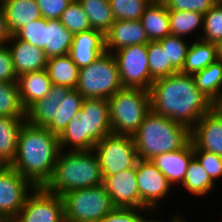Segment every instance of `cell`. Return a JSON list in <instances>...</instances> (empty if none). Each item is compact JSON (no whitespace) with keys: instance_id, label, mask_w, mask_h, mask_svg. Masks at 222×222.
Wrapping results in <instances>:
<instances>
[{"instance_id":"cell-1","label":"cell","mask_w":222,"mask_h":222,"mask_svg":"<svg viewBox=\"0 0 222 222\" xmlns=\"http://www.w3.org/2000/svg\"><path fill=\"white\" fill-rule=\"evenodd\" d=\"M149 92L153 112L190 130L213 109V101L197 88L194 76L180 71L153 81Z\"/></svg>"},{"instance_id":"cell-2","label":"cell","mask_w":222,"mask_h":222,"mask_svg":"<svg viewBox=\"0 0 222 222\" xmlns=\"http://www.w3.org/2000/svg\"><path fill=\"white\" fill-rule=\"evenodd\" d=\"M60 151L58 136L46 127L25 121L19 133L16 157L10 166L35 188L44 187L53 174Z\"/></svg>"},{"instance_id":"cell-3","label":"cell","mask_w":222,"mask_h":222,"mask_svg":"<svg viewBox=\"0 0 222 222\" xmlns=\"http://www.w3.org/2000/svg\"><path fill=\"white\" fill-rule=\"evenodd\" d=\"M112 133L108 99L84 98L81 110L58 136L61 150L91 151Z\"/></svg>"},{"instance_id":"cell-4","label":"cell","mask_w":222,"mask_h":222,"mask_svg":"<svg viewBox=\"0 0 222 222\" xmlns=\"http://www.w3.org/2000/svg\"><path fill=\"white\" fill-rule=\"evenodd\" d=\"M103 184L98 157L91 151L61 150L50 180L43 187L47 192L63 194Z\"/></svg>"},{"instance_id":"cell-5","label":"cell","mask_w":222,"mask_h":222,"mask_svg":"<svg viewBox=\"0 0 222 222\" xmlns=\"http://www.w3.org/2000/svg\"><path fill=\"white\" fill-rule=\"evenodd\" d=\"M133 139L138 158L151 160L157 155L185 147L191 141V130L150 110Z\"/></svg>"},{"instance_id":"cell-6","label":"cell","mask_w":222,"mask_h":222,"mask_svg":"<svg viewBox=\"0 0 222 222\" xmlns=\"http://www.w3.org/2000/svg\"><path fill=\"white\" fill-rule=\"evenodd\" d=\"M113 134L133 136L151 110L150 92L123 87L108 99Z\"/></svg>"},{"instance_id":"cell-7","label":"cell","mask_w":222,"mask_h":222,"mask_svg":"<svg viewBox=\"0 0 222 222\" xmlns=\"http://www.w3.org/2000/svg\"><path fill=\"white\" fill-rule=\"evenodd\" d=\"M122 88L115 57L105 51L89 66L80 68L75 89L84 98L109 99Z\"/></svg>"},{"instance_id":"cell-8","label":"cell","mask_w":222,"mask_h":222,"mask_svg":"<svg viewBox=\"0 0 222 222\" xmlns=\"http://www.w3.org/2000/svg\"><path fill=\"white\" fill-rule=\"evenodd\" d=\"M62 199L65 222H98L114 209L103 184L69 191Z\"/></svg>"},{"instance_id":"cell-9","label":"cell","mask_w":222,"mask_h":222,"mask_svg":"<svg viewBox=\"0 0 222 222\" xmlns=\"http://www.w3.org/2000/svg\"><path fill=\"white\" fill-rule=\"evenodd\" d=\"M93 151L103 178L135 167L139 159L133 136L111 133L96 143Z\"/></svg>"},{"instance_id":"cell-10","label":"cell","mask_w":222,"mask_h":222,"mask_svg":"<svg viewBox=\"0 0 222 222\" xmlns=\"http://www.w3.org/2000/svg\"><path fill=\"white\" fill-rule=\"evenodd\" d=\"M112 54L123 87L150 90L153 80L149 71L147 44L127 46Z\"/></svg>"},{"instance_id":"cell-11","label":"cell","mask_w":222,"mask_h":222,"mask_svg":"<svg viewBox=\"0 0 222 222\" xmlns=\"http://www.w3.org/2000/svg\"><path fill=\"white\" fill-rule=\"evenodd\" d=\"M136 181L140 196V209L157 211L161 201L170 195L173 186L151 160L138 159ZM162 199V200H161ZM160 203V204H159Z\"/></svg>"},{"instance_id":"cell-12","label":"cell","mask_w":222,"mask_h":222,"mask_svg":"<svg viewBox=\"0 0 222 222\" xmlns=\"http://www.w3.org/2000/svg\"><path fill=\"white\" fill-rule=\"evenodd\" d=\"M15 222H65L62 196L35 188L25 199Z\"/></svg>"},{"instance_id":"cell-13","label":"cell","mask_w":222,"mask_h":222,"mask_svg":"<svg viewBox=\"0 0 222 222\" xmlns=\"http://www.w3.org/2000/svg\"><path fill=\"white\" fill-rule=\"evenodd\" d=\"M35 187L9 166L0 174V215L14 220Z\"/></svg>"},{"instance_id":"cell-14","label":"cell","mask_w":222,"mask_h":222,"mask_svg":"<svg viewBox=\"0 0 222 222\" xmlns=\"http://www.w3.org/2000/svg\"><path fill=\"white\" fill-rule=\"evenodd\" d=\"M114 208H139L140 196L136 181V166L103 178Z\"/></svg>"},{"instance_id":"cell-15","label":"cell","mask_w":222,"mask_h":222,"mask_svg":"<svg viewBox=\"0 0 222 222\" xmlns=\"http://www.w3.org/2000/svg\"><path fill=\"white\" fill-rule=\"evenodd\" d=\"M193 150H203L222 156V115L214 108L204 114L191 129Z\"/></svg>"},{"instance_id":"cell-16","label":"cell","mask_w":222,"mask_h":222,"mask_svg":"<svg viewBox=\"0 0 222 222\" xmlns=\"http://www.w3.org/2000/svg\"><path fill=\"white\" fill-rule=\"evenodd\" d=\"M104 37L105 51L108 53L127 46L150 42L140 20H115Z\"/></svg>"},{"instance_id":"cell-17","label":"cell","mask_w":222,"mask_h":222,"mask_svg":"<svg viewBox=\"0 0 222 222\" xmlns=\"http://www.w3.org/2000/svg\"><path fill=\"white\" fill-rule=\"evenodd\" d=\"M104 52V34L101 31L91 29L74 34L69 55L79 68H83L93 63Z\"/></svg>"},{"instance_id":"cell-18","label":"cell","mask_w":222,"mask_h":222,"mask_svg":"<svg viewBox=\"0 0 222 222\" xmlns=\"http://www.w3.org/2000/svg\"><path fill=\"white\" fill-rule=\"evenodd\" d=\"M7 46L12 55L17 77L23 73L45 70L48 58L43 49L16 39L13 35L8 40Z\"/></svg>"},{"instance_id":"cell-19","label":"cell","mask_w":222,"mask_h":222,"mask_svg":"<svg viewBox=\"0 0 222 222\" xmlns=\"http://www.w3.org/2000/svg\"><path fill=\"white\" fill-rule=\"evenodd\" d=\"M193 157V143L190 141L181 149L157 155L151 159V162L161 171L172 186H177L178 184L180 187L188 164Z\"/></svg>"},{"instance_id":"cell-20","label":"cell","mask_w":222,"mask_h":222,"mask_svg":"<svg viewBox=\"0 0 222 222\" xmlns=\"http://www.w3.org/2000/svg\"><path fill=\"white\" fill-rule=\"evenodd\" d=\"M70 90L66 86L53 84L44 98L35 102L26 111V121L37 127H46L53 118H56V111Z\"/></svg>"},{"instance_id":"cell-21","label":"cell","mask_w":222,"mask_h":222,"mask_svg":"<svg viewBox=\"0 0 222 222\" xmlns=\"http://www.w3.org/2000/svg\"><path fill=\"white\" fill-rule=\"evenodd\" d=\"M21 103L27 111L35 102L50 91L52 82L46 70L27 72L17 77Z\"/></svg>"},{"instance_id":"cell-22","label":"cell","mask_w":222,"mask_h":222,"mask_svg":"<svg viewBox=\"0 0 222 222\" xmlns=\"http://www.w3.org/2000/svg\"><path fill=\"white\" fill-rule=\"evenodd\" d=\"M0 4L12 35L22 26L42 17L36 0H0Z\"/></svg>"},{"instance_id":"cell-23","label":"cell","mask_w":222,"mask_h":222,"mask_svg":"<svg viewBox=\"0 0 222 222\" xmlns=\"http://www.w3.org/2000/svg\"><path fill=\"white\" fill-rule=\"evenodd\" d=\"M150 41H159L170 35L168 9L163 1H153L140 18Z\"/></svg>"},{"instance_id":"cell-24","label":"cell","mask_w":222,"mask_h":222,"mask_svg":"<svg viewBox=\"0 0 222 222\" xmlns=\"http://www.w3.org/2000/svg\"><path fill=\"white\" fill-rule=\"evenodd\" d=\"M26 117L0 116V158L9 166L13 163L18 137Z\"/></svg>"},{"instance_id":"cell-25","label":"cell","mask_w":222,"mask_h":222,"mask_svg":"<svg viewBox=\"0 0 222 222\" xmlns=\"http://www.w3.org/2000/svg\"><path fill=\"white\" fill-rule=\"evenodd\" d=\"M45 70L52 84L76 88L80 68L69 54L48 58Z\"/></svg>"},{"instance_id":"cell-26","label":"cell","mask_w":222,"mask_h":222,"mask_svg":"<svg viewBox=\"0 0 222 222\" xmlns=\"http://www.w3.org/2000/svg\"><path fill=\"white\" fill-rule=\"evenodd\" d=\"M217 60L216 44L193 40L187 52L185 64L180 71L184 74L194 75Z\"/></svg>"},{"instance_id":"cell-27","label":"cell","mask_w":222,"mask_h":222,"mask_svg":"<svg viewBox=\"0 0 222 222\" xmlns=\"http://www.w3.org/2000/svg\"><path fill=\"white\" fill-rule=\"evenodd\" d=\"M73 36L59 19L47 20L46 46L43 49L47 58L69 54Z\"/></svg>"},{"instance_id":"cell-28","label":"cell","mask_w":222,"mask_h":222,"mask_svg":"<svg viewBox=\"0 0 222 222\" xmlns=\"http://www.w3.org/2000/svg\"><path fill=\"white\" fill-rule=\"evenodd\" d=\"M181 187L194 196H207L213 189H217L216 184L195 157L188 164Z\"/></svg>"},{"instance_id":"cell-29","label":"cell","mask_w":222,"mask_h":222,"mask_svg":"<svg viewBox=\"0 0 222 222\" xmlns=\"http://www.w3.org/2000/svg\"><path fill=\"white\" fill-rule=\"evenodd\" d=\"M83 99L84 97L76 89H71L57 109L56 118H53L46 128L52 134L59 136L68 122L80 112Z\"/></svg>"},{"instance_id":"cell-30","label":"cell","mask_w":222,"mask_h":222,"mask_svg":"<svg viewBox=\"0 0 222 222\" xmlns=\"http://www.w3.org/2000/svg\"><path fill=\"white\" fill-rule=\"evenodd\" d=\"M78 2L87 14L92 29L101 31L105 35L115 21L109 0H78Z\"/></svg>"},{"instance_id":"cell-31","label":"cell","mask_w":222,"mask_h":222,"mask_svg":"<svg viewBox=\"0 0 222 222\" xmlns=\"http://www.w3.org/2000/svg\"><path fill=\"white\" fill-rule=\"evenodd\" d=\"M193 76L197 88L213 102L222 93V62L216 60Z\"/></svg>"},{"instance_id":"cell-32","label":"cell","mask_w":222,"mask_h":222,"mask_svg":"<svg viewBox=\"0 0 222 222\" xmlns=\"http://www.w3.org/2000/svg\"><path fill=\"white\" fill-rule=\"evenodd\" d=\"M170 35L185 37L203 29L204 14L194 11H168ZM199 27V28H198Z\"/></svg>"},{"instance_id":"cell-33","label":"cell","mask_w":222,"mask_h":222,"mask_svg":"<svg viewBox=\"0 0 222 222\" xmlns=\"http://www.w3.org/2000/svg\"><path fill=\"white\" fill-rule=\"evenodd\" d=\"M147 53L150 76L153 81L179 72L167 60L166 51L162 49L158 41H150L147 44Z\"/></svg>"},{"instance_id":"cell-34","label":"cell","mask_w":222,"mask_h":222,"mask_svg":"<svg viewBox=\"0 0 222 222\" xmlns=\"http://www.w3.org/2000/svg\"><path fill=\"white\" fill-rule=\"evenodd\" d=\"M0 116L26 117L17 82L0 81Z\"/></svg>"},{"instance_id":"cell-35","label":"cell","mask_w":222,"mask_h":222,"mask_svg":"<svg viewBox=\"0 0 222 222\" xmlns=\"http://www.w3.org/2000/svg\"><path fill=\"white\" fill-rule=\"evenodd\" d=\"M217 44L222 40V3H216L205 14L202 34L195 40Z\"/></svg>"},{"instance_id":"cell-36","label":"cell","mask_w":222,"mask_h":222,"mask_svg":"<svg viewBox=\"0 0 222 222\" xmlns=\"http://www.w3.org/2000/svg\"><path fill=\"white\" fill-rule=\"evenodd\" d=\"M154 0H109L115 20H140Z\"/></svg>"},{"instance_id":"cell-37","label":"cell","mask_w":222,"mask_h":222,"mask_svg":"<svg viewBox=\"0 0 222 222\" xmlns=\"http://www.w3.org/2000/svg\"><path fill=\"white\" fill-rule=\"evenodd\" d=\"M187 38L175 35H168L159 40L161 47L166 51L167 60L178 70L181 71L186 60L187 52L190 47V41Z\"/></svg>"},{"instance_id":"cell-38","label":"cell","mask_w":222,"mask_h":222,"mask_svg":"<svg viewBox=\"0 0 222 222\" xmlns=\"http://www.w3.org/2000/svg\"><path fill=\"white\" fill-rule=\"evenodd\" d=\"M59 21L73 34L92 29L89 18L78 0H73L61 14Z\"/></svg>"},{"instance_id":"cell-39","label":"cell","mask_w":222,"mask_h":222,"mask_svg":"<svg viewBox=\"0 0 222 222\" xmlns=\"http://www.w3.org/2000/svg\"><path fill=\"white\" fill-rule=\"evenodd\" d=\"M46 28L47 19L40 17L39 19L22 26L13 34V36L16 39L26 41L35 47L44 49L46 46Z\"/></svg>"},{"instance_id":"cell-40","label":"cell","mask_w":222,"mask_h":222,"mask_svg":"<svg viewBox=\"0 0 222 222\" xmlns=\"http://www.w3.org/2000/svg\"><path fill=\"white\" fill-rule=\"evenodd\" d=\"M144 212L152 213L149 209L114 208L98 222H147L149 216L146 217Z\"/></svg>"},{"instance_id":"cell-41","label":"cell","mask_w":222,"mask_h":222,"mask_svg":"<svg viewBox=\"0 0 222 222\" xmlns=\"http://www.w3.org/2000/svg\"><path fill=\"white\" fill-rule=\"evenodd\" d=\"M193 154L211 180L214 183L219 181L218 179L222 177V156L203 150H193Z\"/></svg>"},{"instance_id":"cell-42","label":"cell","mask_w":222,"mask_h":222,"mask_svg":"<svg viewBox=\"0 0 222 222\" xmlns=\"http://www.w3.org/2000/svg\"><path fill=\"white\" fill-rule=\"evenodd\" d=\"M168 11H194L205 14L216 0H163Z\"/></svg>"},{"instance_id":"cell-43","label":"cell","mask_w":222,"mask_h":222,"mask_svg":"<svg viewBox=\"0 0 222 222\" xmlns=\"http://www.w3.org/2000/svg\"><path fill=\"white\" fill-rule=\"evenodd\" d=\"M42 17L49 19H59L65 9L73 0H36Z\"/></svg>"},{"instance_id":"cell-44","label":"cell","mask_w":222,"mask_h":222,"mask_svg":"<svg viewBox=\"0 0 222 222\" xmlns=\"http://www.w3.org/2000/svg\"><path fill=\"white\" fill-rule=\"evenodd\" d=\"M0 81L17 82L12 55L7 45L0 47Z\"/></svg>"},{"instance_id":"cell-45","label":"cell","mask_w":222,"mask_h":222,"mask_svg":"<svg viewBox=\"0 0 222 222\" xmlns=\"http://www.w3.org/2000/svg\"><path fill=\"white\" fill-rule=\"evenodd\" d=\"M11 35L7 27L5 12L0 4V47L7 45Z\"/></svg>"},{"instance_id":"cell-46","label":"cell","mask_w":222,"mask_h":222,"mask_svg":"<svg viewBox=\"0 0 222 222\" xmlns=\"http://www.w3.org/2000/svg\"><path fill=\"white\" fill-rule=\"evenodd\" d=\"M213 108L222 115V93L219 97L213 102Z\"/></svg>"},{"instance_id":"cell-47","label":"cell","mask_w":222,"mask_h":222,"mask_svg":"<svg viewBox=\"0 0 222 222\" xmlns=\"http://www.w3.org/2000/svg\"><path fill=\"white\" fill-rule=\"evenodd\" d=\"M217 61L222 62V40L216 44Z\"/></svg>"},{"instance_id":"cell-48","label":"cell","mask_w":222,"mask_h":222,"mask_svg":"<svg viewBox=\"0 0 222 222\" xmlns=\"http://www.w3.org/2000/svg\"><path fill=\"white\" fill-rule=\"evenodd\" d=\"M184 218V216L181 215H175L173 217H171V220H168V222H188L187 219Z\"/></svg>"},{"instance_id":"cell-49","label":"cell","mask_w":222,"mask_h":222,"mask_svg":"<svg viewBox=\"0 0 222 222\" xmlns=\"http://www.w3.org/2000/svg\"><path fill=\"white\" fill-rule=\"evenodd\" d=\"M9 165L0 158V174L5 171Z\"/></svg>"},{"instance_id":"cell-50","label":"cell","mask_w":222,"mask_h":222,"mask_svg":"<svg viewBox=\"0 0 222 222\" xmlns=\"http://www.w3.org/2000/svg\"><path fill=\"white\" fill-rule=\"evenodd\" d=\"M160 220L161 219H159V220L158 219L156 220V219H153V218L151 219V217H150V219L147 222H163V220H161V221Z\"/></svg>"},{"instance_id":"cell-51","label":"cell","mask_w":222,"mask_h":222,"mask_svg":"<svg viewBox=\"0 0 222 222\" xmlns=\"http://www.w3.org/2000/svg\"><path fill=\"white\" fill-rule=\"evenodd\" d=\"M5 220L2 218V216L0 215V222H4Z\"/></svg>"},{"instance_id":"cell-52","label":"cell","mask_w":222,"mask_h":222,"mask_svg":"<svg viewBox=\"0 0 222 222\" xmlns=\"http://www.w3.org/2000/svg\"><path fill=\"white\" fill-rule=\"evenodd\" d=\"M4 222H15L14 220H5Z\"/></svg>"},{"instance_id":"cell-53","label":"cell","mask_w":222,"mask_h":222,"mask_svg":"<svg viewBox=\"0 0 222 222\" xmlns=\"http://www.w3.org/2000/svg\"><path fill=\"white\" fill-rule=\"evenodd\" d=\"M217 3H222V0H216Z\"/></svg>"}]
</instances>
